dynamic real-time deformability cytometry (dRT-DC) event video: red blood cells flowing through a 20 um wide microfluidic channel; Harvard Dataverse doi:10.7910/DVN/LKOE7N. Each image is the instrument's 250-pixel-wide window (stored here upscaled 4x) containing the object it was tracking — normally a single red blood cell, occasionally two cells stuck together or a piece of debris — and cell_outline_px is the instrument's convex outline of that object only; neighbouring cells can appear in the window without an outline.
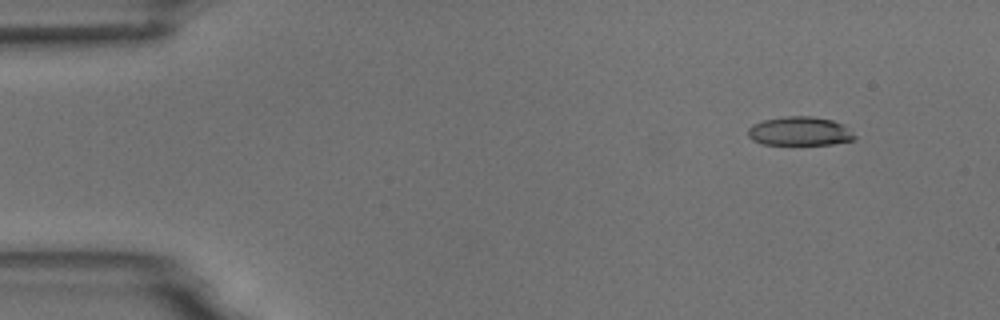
{"species": "common noctule bat (a hibernating species)", "species_latin": "Nyctalus noctula", "temperature_condition": "room temperature", "stored_images_in_passage": 5, "camera_frame_rate_fps": 3000, "um_per_image_px": 0.085, "animal": {"sex": "male", "body_mass_g": 18.8}, "frame": {"image": 1, "passage_image": 2, "time_ms": 1.333, "image_size_px": [1000, 320], "cell_outline_px": [[856, 140], [832, 144], [764, 144], [752, 140], [748, 136], [748, 128], [752, 124], [764, 120], [784, 116], [812, 116], [832, 120], [844, 124], [856, 136]], "centroid_in_image_um": [68.0, 11.15], "position_along_channel_um": 17.0, "area_um2": 18.03}}
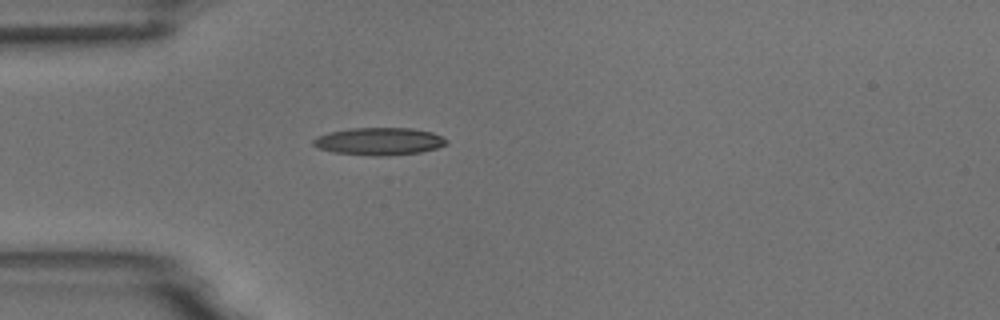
{"frame": {"image": 2, "passage_image": 5, "time_ms": 4.667, "image_size_px": [1000, 320], "cell_outline_px": [[448, 144], [436, 148], [420, 152], [380, 156], [372, 156], [332, 152], [320, 148], [312, 144], [312, 140], [316, 136], [328, 132], [352, 128], [412, 128], [432, 132], [448, 140]], "centroid_in_image_um": [32.21, 12.01], "position_along_channel_um": 52.8, "area_um2": 21.33}}